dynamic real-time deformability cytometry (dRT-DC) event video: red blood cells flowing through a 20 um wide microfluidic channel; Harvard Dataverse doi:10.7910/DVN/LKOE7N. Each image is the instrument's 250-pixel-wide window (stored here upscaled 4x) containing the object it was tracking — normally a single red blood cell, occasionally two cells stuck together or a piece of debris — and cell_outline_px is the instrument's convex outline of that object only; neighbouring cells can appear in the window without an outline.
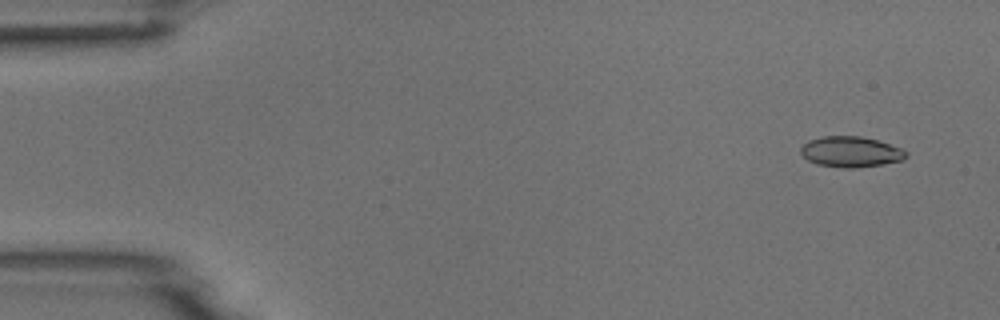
{"species": "common noctule bat (a hibernating species)", "species_latin": "Nyctalus noctula", "temperature_condition": "room temperature", "stored_images_in_passage": 8, "camera_frame_rate_fps": 3000, "um_per_image_px": 0.085, "animal": {"sex": "male", "body_mass_g": 18.8}, "frame": {"image": 1, "passage_image": 1, "time_ms": 0.0, "image_size_px": [1000, 320], "cell_outline_px": [[908, 156], [904, 160], [856, 168], [844, 168], [816, 164], [808, 160], [800, 152], [800, 148], [808, 140], [820, 136], [860, 136], [876, 140], [904, 148], [908, 152]], "centroid_in_image_um": [72.33, 12.9], "position_along_channel_um": 12.7, "area_um2": 18.96}}
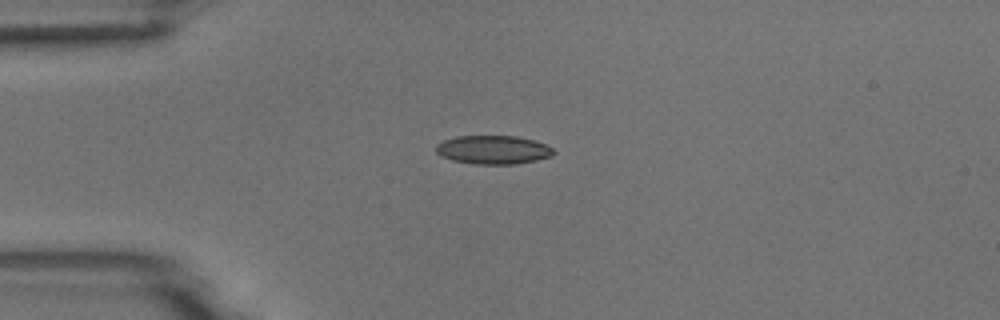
{"frame": {"image": 2, "passage_image": 4, "time_ms": 3.333, "image_size_px": [1000, 320], "cell_outline_px": [[556, 152], [552, 156], [536, 160], [512, 164], [476, 164], [452, 160], [440, 156], [436, 152], [436, 144], [444, 140], [456, 136], [516, 136], [532, 140], [544, 144], [552, 148]], "centroid_in_image_um": [41.89, 12.73], "position_along_channel_um": 43.1, "area_um2": 19.54}}
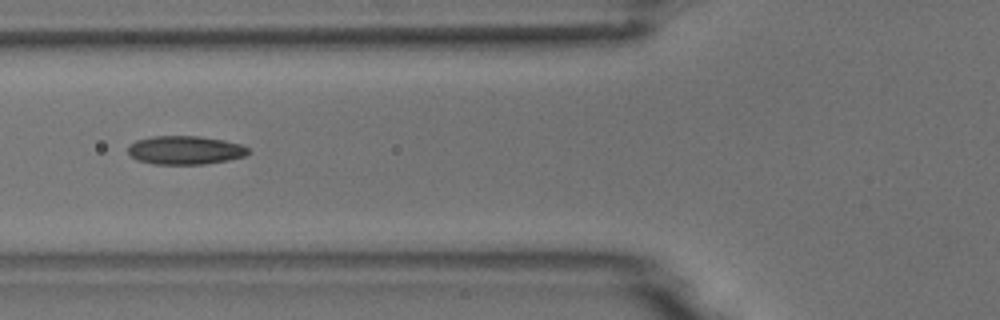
{"frame": {"image": 3, "passage_image": 6, "time_ms": 5.667, "image_size_px": [1000, 320], "cell_outline_px": [[252, 152], [244, 156], [228, 160], [204, 164], [152, 164], [136, 160], [128, 152], [128, 148], [136, 140], [152, 136], [200, 136], [224, 140], [240, 144], [248, 148]], "centroid_in_image_um": [15.75, 12.76], "position_along_channel_um": 110.0, "area_um2": 20.06}}